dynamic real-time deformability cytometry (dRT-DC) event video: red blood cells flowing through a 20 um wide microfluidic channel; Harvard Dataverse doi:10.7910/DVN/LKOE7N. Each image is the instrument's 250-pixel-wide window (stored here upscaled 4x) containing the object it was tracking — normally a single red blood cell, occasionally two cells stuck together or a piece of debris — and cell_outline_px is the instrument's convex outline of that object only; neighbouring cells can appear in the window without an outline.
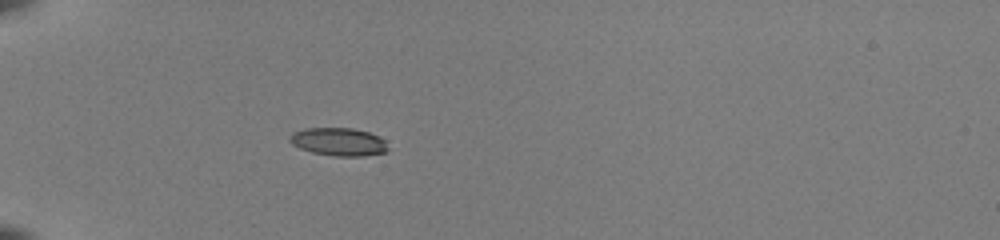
{"species": "common noctule bat (a hibernating species)", "species_latin": "Nyctalus noctula", "temperature_condition": "room temperature", "stored_images_in_passage": 36, "camera_frame_rate_fps": 3000, "um_per_image_px": 0.085, "animal": {"sex": "female", "body_mass_g": 22.0, "forearm_length_mm": 56.7}, "frame": {"image": 1, "passage_image": 1, "time_ms": 0.0, "image_size_px": [1000, 240], "cell_outline_px": [[388, 152], [360, 156], [336, 156], [312, 152], [300, 148], [292, 144], [288, 140], [288, 136], [292, 132], [304, 128], [352, 128], [368, 132], [380, 136], [384, 140], [388, 148]], "centroid_in_image_um": [28.76, 12.04], "position_along_channel_um": 56.2, "area_um2": 16.13}}
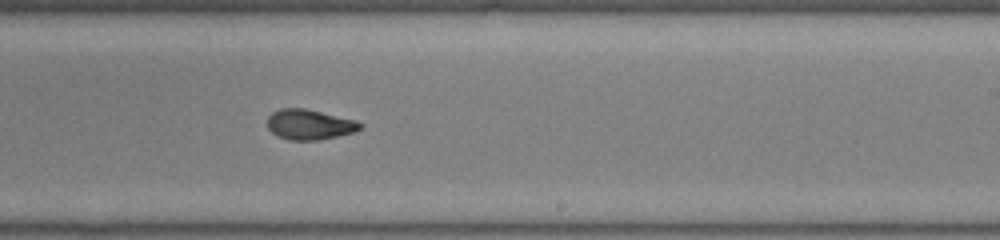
{"frame": {"image": 2, "passage_image": 18, "time_ms": 5.667, "image_size_px": [1000, 240], "cell_outline_px": [[364, 124], [360, 128], [352, 132], [336, 136], [316, 140], [288, 140], [276, 136], [268, 128], [268, 116], [272, 112], [280, 108], [304, 108], [352, 120]], "centroid_in_image_um": [26.23, 10.59], "position_along_channel_um": 262.8, "area_um2": 16.01}}
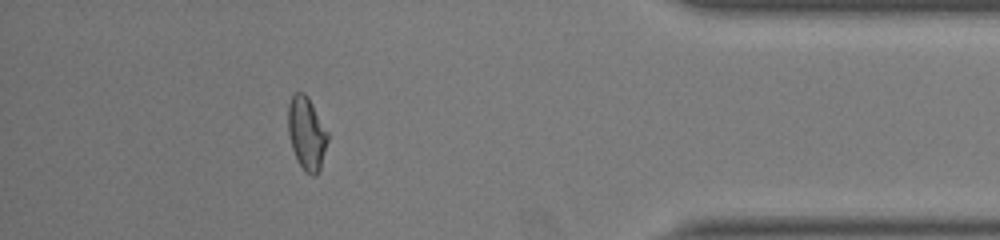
{"frame": {"image": 3, "passage_image": 31, "time_ms": 10.0, "image_size_px": [1000, 240], "cell_outline_px": [[328, 140], [320, 168], [316, 176], [312, 176], [304, 172], [292, 148], [288, 132], [288, 104], [292, 96], [296, 92], [304, 92], [308, 96], [328, 132]], "centroid_in_image_um": [26.06, 11.33], "position_along_channel_um": 409.1, "area_um2": 16.82}, "authors_computed_cell_mechanics": {"area_um2": 16.6175, "velocity_mm_per_s": 4.0382, "shape_relaxation_time_tau1_ms": 7.3063, "shape_relaxation_time_tau2_ms": 1.7844, "deformation_change_tau1": 0.2321, "deformation_change_tau2": 0.064}}